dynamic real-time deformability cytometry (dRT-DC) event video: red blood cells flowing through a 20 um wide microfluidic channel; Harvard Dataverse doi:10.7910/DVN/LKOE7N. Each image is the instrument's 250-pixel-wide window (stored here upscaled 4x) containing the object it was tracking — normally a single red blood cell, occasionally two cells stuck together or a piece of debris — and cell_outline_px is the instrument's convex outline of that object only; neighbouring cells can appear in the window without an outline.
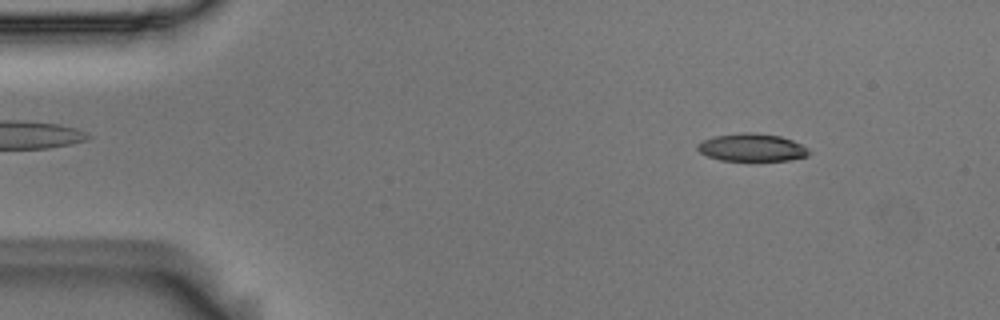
{"species": "Egyptian fruit bat (a non-hibernating species)", "species_latin": "Rousettus aegyptiacus", "temperature_condition": "room temperature", "stored_images_in_passage": 3, "camera_frame_rate_fps": 3000, "um_per_image_px": 0.085, "animal": {"sex": "male"}, "frame": {"image": 1, "passage_image": 1, "time_ms": 0.0, "image_size_px": [1000, 320], "cell_outline_px": [[812, 152], [808, 156], [788, 160], [720, 160], [708, 156], [700, 152], [696, 148], [696, 144], [712, 136], [740, 132], [752, 132], [780, 136], [792, 140], [808, 148]], "centroid_in_image_um": [63.9, 12.52], "position_along_channel_um": 21.1, "area_um2": 18.03}}
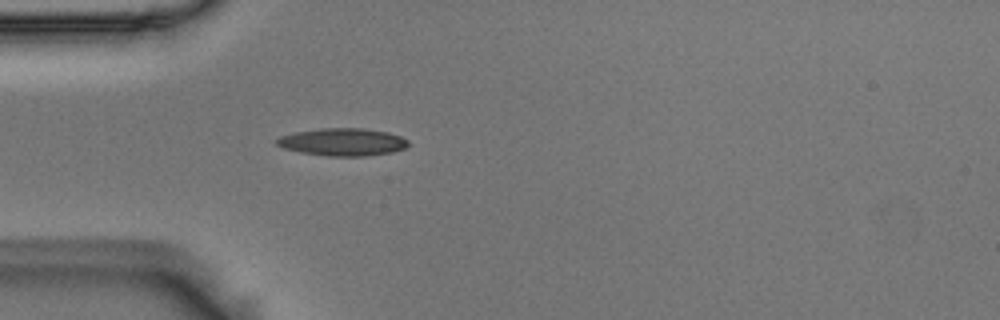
{"frame": {"image": 2, "passage_image": 3, "time_ms": 0.667, "image_size_px": [1000, 320], "cell_outline_px": [[408, 144], [404, 148], [392, 152], [364, 156], [328, 156], [300, 152], [284, 148], [276, 144], [276, 140], [280, 136], [296, 132], [320, 128], [364, 128], [388, 132], [400, 136], [408, 140]], "centroid_in_image_um": [29.12, 12.06], "position_along_channel_um": 55.9, "area_um2": 21.04}}